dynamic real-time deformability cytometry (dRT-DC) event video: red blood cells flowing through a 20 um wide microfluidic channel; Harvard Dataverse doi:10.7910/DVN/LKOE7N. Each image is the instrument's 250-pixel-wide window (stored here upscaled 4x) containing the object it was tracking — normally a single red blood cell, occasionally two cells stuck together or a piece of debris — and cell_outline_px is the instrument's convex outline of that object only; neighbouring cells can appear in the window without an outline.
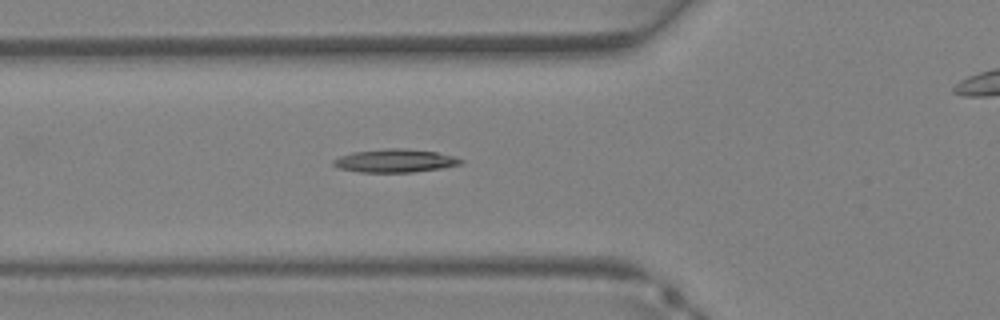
{"species": "Egyptian fruit bat (a non-hibernating species)", "species_latin": "Rousettus aegyptiacus", "temperature_condition": "warm", "stored_images_in_passage": 34, "camera_frame_rate_fps": 3000, "um_per_image_px": 0.085, "animal": {"sex": "female"}, "frame": {"image": 1, "passage_image": 10, "time_ms": 3.0, "image_size_px": [1000, 320], "cell_outline_px": [[464, 160], [460, 164], [444, 168], [412, 172], [360, 172], [336, 168], [332, 164], [332, 160], [340, 156], [352, 152], [384, 148], [404, 148], [436, 152], [456, 156]], "centroid_in_image_um": [33.56, 13.66], "position_along_channel_um": 92.2, "area_um2": 17.46}}
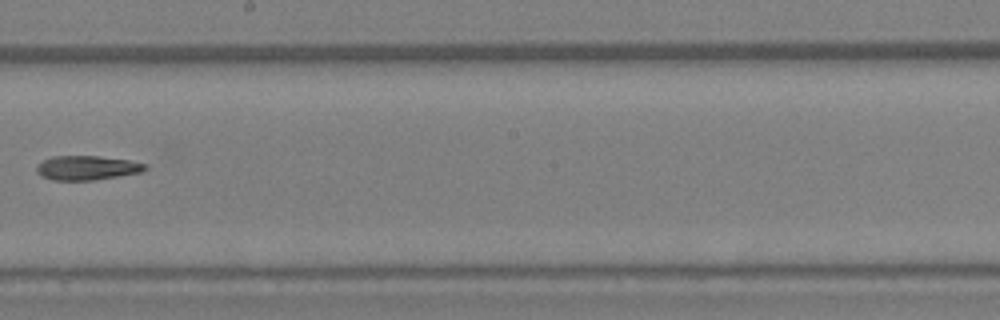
{"frame": {"image": 2, "passage_image": 18, "time_ms": 5.667, "image_size_px": [1000, 320], "cell_outline_px": [[148, 168], [140, 172], [92, 180], [52, 180], [40, 176], [36, 172], [36, 168], [44, 160], [52, 156], [100, 156], [128, 160], [148, 164]], "centroid_in_image_um": [7.38, 14.26], "position_along_channel_um": 240.8, "area_um2": 15.26}}
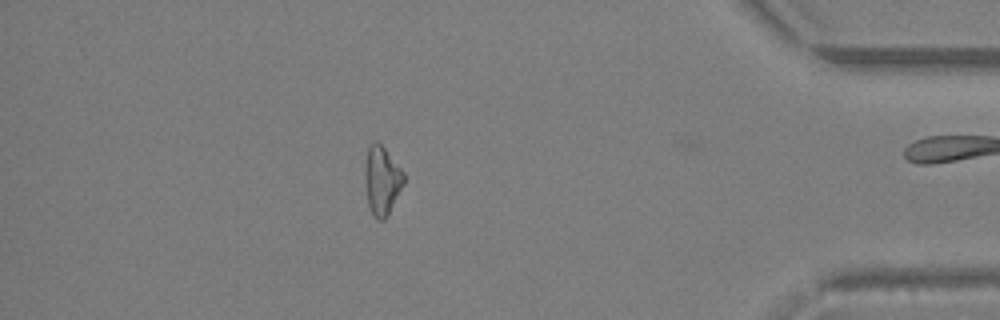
{"frame": {"image": 3, "passage_image": 29, "time_ms": 9.333, "image_size_px": [1000, 320], "cell_outline_px": [[404, 184], [388, 216], [384, 220], [376, 220], [368, 204], [364, 184], [364, 172], [368, 144], [376, 140], [384, 148], [404, 172]], "centroid_in_image_um": [32.45, 15.35], "position_along_channel_um": 402.8, "area_um2": 15.78}}